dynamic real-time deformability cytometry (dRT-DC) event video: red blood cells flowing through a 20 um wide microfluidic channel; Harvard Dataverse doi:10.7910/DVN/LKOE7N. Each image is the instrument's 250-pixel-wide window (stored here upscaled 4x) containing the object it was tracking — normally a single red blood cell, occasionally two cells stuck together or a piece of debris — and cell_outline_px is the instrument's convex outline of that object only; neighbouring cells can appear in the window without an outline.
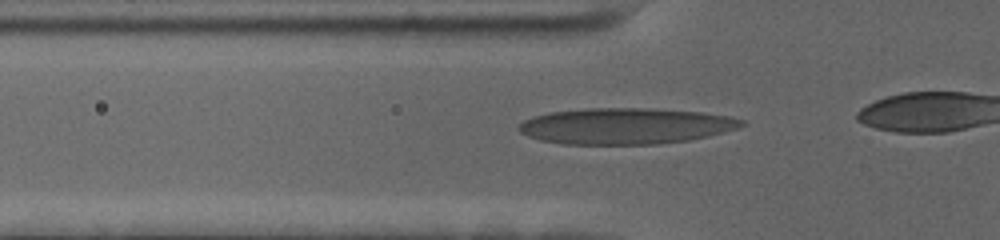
{"species": "human", "species_latin": "Homo sapiens", "temperature_condition": "cold", "stored_images_in_passage": 24, "camera_frame_rate_fps": 3000, "um_per_image_px": 0.085, "donor": {"sex": "female"}, "frame": {"image": 1, "passage_image": 14, "time_ms": 4.333, "image_size_px": [1000, 240], "cell_outline_px": [[748, 124], [740, 128], [708, 136], [688, 140], [656, 144], [564, 144], [540, 140], [528, 136], [520, 132], [516, 128], [524, 120], [532, 116], [548, 112], [584, 108], [644, 108], [700, 112], [728, 116], [744, 120]], "centroid_in_image_um": [53.16, 10.71], "position_along_channel_um": 72.6, "area_um2": 47.05}}
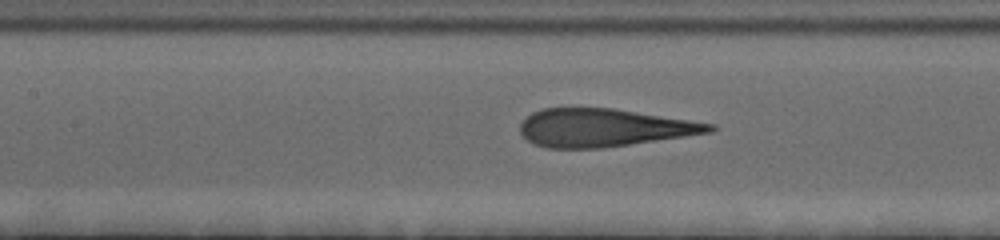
{"frame": {"image": 2, "passage_image": 21, "time_ms": 6.667, "image_size_px": [1000, 240], "cell_outline_px": [[716, 128], [712, 132], [600, 148], [548, 148], [536, 144], [528, 140], [520, 132], [520, 124], [532, 112], [544, 108], [612, 108], [716, 124]], "centroid_in_image_um": [51.31, 10.85], "position_along_channel_um": 156.1, "area_um2": 41.38}}